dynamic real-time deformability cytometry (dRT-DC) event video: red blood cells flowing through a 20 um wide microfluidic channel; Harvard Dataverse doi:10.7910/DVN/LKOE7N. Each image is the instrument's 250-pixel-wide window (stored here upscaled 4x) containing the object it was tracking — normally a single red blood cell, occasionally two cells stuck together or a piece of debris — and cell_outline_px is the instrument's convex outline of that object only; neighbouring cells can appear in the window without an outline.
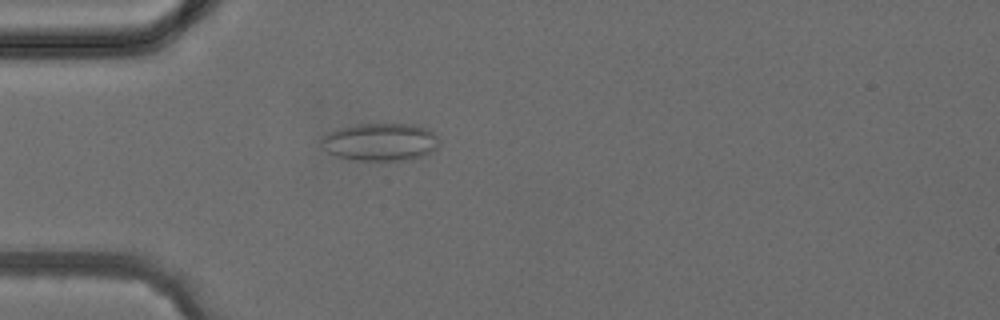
{"species": "common noctule bat (a hibernating species)", "species_latin": "Nyctalus noctula", "temperature_condition": "cold", "stored_images_in_passage": 4, "camera_frame_rate_fps": 3000, "um_per_image_px": 0.085, "animal": {"sex": "female", "body_mass_g": 24.6, "forearm_length_mm": 56.2}, "frame": {"image": 1, "passage_image": 4, "time_ms": 3.667, "image_size_px": [1000, 320], "cell_outline_px": [[440, 144], [432, 152], [412, 160], [360, 160], [340, 156], [328, 152], [320, 144], [320, 140], [328, 132], [340, 128], [356, 124], [412, 124], [424, 128], [432, 132], [440, 140]], "centroid_in_image_um": [32.35, 12.06], "position_along_channel_um": 52.6, "area_um2": 25.78}}